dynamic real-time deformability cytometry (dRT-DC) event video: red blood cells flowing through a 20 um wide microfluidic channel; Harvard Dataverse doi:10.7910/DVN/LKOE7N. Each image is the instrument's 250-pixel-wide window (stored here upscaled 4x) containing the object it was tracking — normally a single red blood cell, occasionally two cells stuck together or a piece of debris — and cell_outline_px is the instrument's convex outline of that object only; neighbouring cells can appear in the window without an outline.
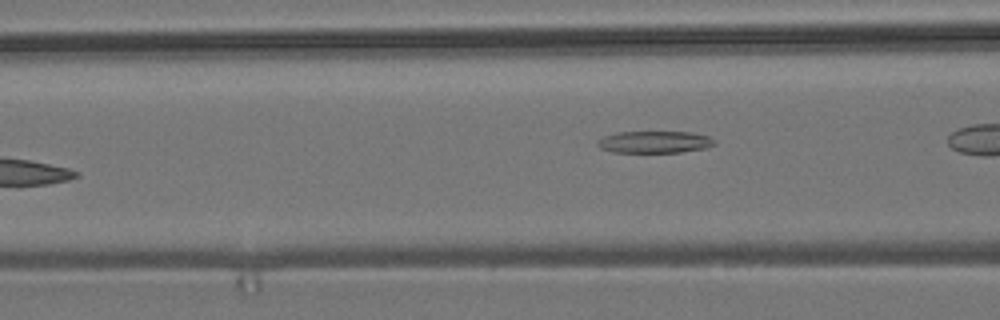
{"species": "common noctule bat (a hibernating species)", "species_latin": "Nyctalus noctula", "temperature_condition": "room temperature", "stored_images_in_passage": 8, "camera_frame_rate_fps": 3000, "um_per_image_px": 0.085, "animal": {"sex": "male", "body_mass_g": 19.2, "forearm_length_mm": 51.8}, "frame": {"image": 1, "passage_image": 8, "time_ms": 8.333, "image_size_px": [1000, 320], "cell_outline_px": [[716, 144], [708, 148], [680, 152], [612, 152], [600, 148], [596, 144], [596, 140], [604, 136], [616, 132], [692, 132], [708, 136], [716, 140]], "centroid_in_image_um": [55.65, 12.07], "position_along_channel_um": 111.0, "area_um2": 15.14}}